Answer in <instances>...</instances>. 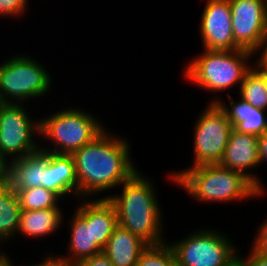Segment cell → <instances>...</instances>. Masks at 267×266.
I'll use <instances>...</instances> for the list:
<instances>
[{
  "label": "cell",
  "mask_w": 267,
  "mask_h": 266,
  "mask_svg": "<svg viewBox=\"0 0 267 266\" xmlns=\"http://www.w3.org/2000/svg\"><path fill=\"white\" fill-rule=\"evenodd\" d=\"M26 54L17 53L1 61L0 103H34L33 100L51 93L54 82L49 69L42 61Z\"/></svg>",
  "instance_id": "obj_6"
},
{
  "label": "cell",
  "mask_w": 267,
  "mask_h": 266,
  "mask_svg": "<svg viewBox=\"0 0 267 266\" xmlns=\"http://www.w3.org/2000/svg\"><path fill=\"white\" fill-rule=\"evenodd\" d=\"M266 79L267 82V66L266 67H255Z\"/></svg>",
  "instance_id": "obj_34"
},
{
  "label": "cell",
  "mask_w": 267,
  "mask_h": 266,
  "mask_svg": "<svg viewBox=\"0 0 267 266\" xmlns=\"http://www.w3.org/2000/svg\"><path fill=\"white\" fill-rule=\"evenodd\" d=\"M64 209L50 208L41 210H23L20 214L16 238L22 234L27 238L45 239L58 232L65 223ZM19 235V236H18Z\"/></svg>",
  "instance_id": "obj_17"
},
{
  "label": "cell",
  "mask_w": 267,
  "mask_h": 266,
  "mask_svg": "<svg viewBox=\"0 0 267 266\" xmlns=\"http://www.w3.org/2000/svg\"><path fill=\"white\" fill-rule=\"evenodd\" d=\"M14 191L17 192L21 211L64 208L62 202L66 203L57 193L43 186Z\"/></svg>",
  "instance_id": "obj_21"
},
{
  "label": "cell",
  "mask_w": 267,
  "mask_h": 266,
  "mask_svg": "<svg viewBox=\"0 0 267 266\" xmlns=\"http://www.w3.org/2000/svg\"><path fill=\"white\" fill-rule=\"evenodd\" d=\"M26 105L0 103V157L6 163L40 149V119Z\"/></svg>",
  "instance_id": "obj_8"
},
{
  "label": "cell",
  "mask_w": 267,
  "mask_h": 266,
  "mask_svg": "<svg viewBox=\"0 0 267 266\" xmlns=\"http://www.w3.org/2000/svg\"><path fill=\"white\" fill-rule=\"evenodd\" d=\"M204 5L198 24L203 49H240L234 40L229 0H206Z\"/></svg>",
  "instance_id": "obj_11"
},
{
  "label": "cell",
  "mask_w": 267,
  "mask_h": 266,
  "mask_svg": "<svg viewBox=\"0 0 267 266\" xmlns=\"http://www.w3.org/2000/svg\"><path fill=\"white\" fill-rule=\"evenodd\" d=\"M48 162V152L38 151L13 159L7 163L6 182L13 190L44 187V169Z\"/></svg>",
  "instance_id": "obj_15"
},
{
  "label": "cell",
  "mask_w": 267,
  "mask_h": 266,
  "mask_svg": "<svg viewBox=\"0 0 267 266\" xmlns=\"http://www.w3.org/2000/svg\"><path fill=\"white\" fill-rule=\"evenodd\" d=\"M59 266H76V265H67V264L61 263Z\"/></svg>",
  "instance_id": "obj_35"
},
{
  "label": "cell",
  "mask_w": 267,
  "mask_h": 266,
  "mask_svg": "<svg viewBox=\"0 0 267 266\" xmlns=\"http://www.w3.org/2000/svg\"><path fill=\"white\" fill-rule=\"evenodd\" d=\"M197 56H193L185 64L184 80L188 84L204 89L210 95L222 94L225 91L240 85L245 75L254 66L252 58L255 54L244 50L219 51L203 49ZM252 61V62H251ZM222 91V92H221Z\"/></svg>",
  "instance_id": "obj_4"
},
{
  "label": "cell",
  "mask_w": 267,
  "mask_h": 266,
  "mask_svg": "<svg viewBox=\"0 0 267 266\" xmlns=\"http://www.w3.org/2000/svg\"><path fill=\"white\" fill-rule=\"evenodd\" d=\"M76 266H114L108 257L102 252L80 261Z\"/></svg>",
  "instance_id": "obj_28"
},
{
  "label": "cell",
  "mask_w": 267,
  "mask_h": 266,
  "mask_svg": "<svg viewBox=\"0 0 267 266\" xmlns=\"http://www.w3.org/2000/svg\"><path fill=\"white\" fill-rule=\"evenodd\" d=\"M0 266H10V254L7 251H0Z\"/></svg>",
  "instance_id": "obj_31"
},
{
  "label": "cell",
  "mask_w": 267,
  "mask_h": 266,
  "mask_svg": "<svg viewBox=\"0 0 267 266\" xmlns=\"http://www.w3.org/2000/svg\"><path fill=\"white\" fill-rule=\"evenodd\" d=\"M254 54H256L255 56H257V58L254 59L255 60L254 67H266L267 66V31H266L265 36L262 39L259 49Z\"/></svg>",
  "instance_id": "obj_29"
},
{
  "label": "cell",
  "mask_w": 267,
  "mask_h": 266,
  "mask_svg": "<svg viewBox=\"0 0 267 266\" xmlns=\"http://www.w3.org/2000/svg\"><path fill=\"white\" fill-rule=\"evenodd\" d=\"M205 107L197 114L193 125V163L186 168L219 164L233 130L226 112L218 103H208Z\"/></svg>",
  "instance_id": "obj_9"
},
{
  "label": "cell",
  "mask_w": 267,
  "mask_h": 266,
  "mask_svg": "<svg viewBox=\"0 0 267 266\" xmlns=\"http://www.w3.org/2000/svg\"><path fill=\"white\" fill-rule=\"evenodd\" d=\"M21 208L17 192L7 182L0 183V250L3 244L16 238L19 227ZM13 239V240H12ZM10 241V242H9ZM5 242V243H4ZM2 245V246H1Z\"/></svg>",
  "instance_id": "obj_20"
},
{
  "label": "cell",
  "mask_w": 267,
  "mask_h": 266,
  "mask_svg": "<svg viewBox=\"0 0 267 266\" xmlns=\"http://www.w3.org/2000/svg\"><path fill=\"white\" fill-rule=\"evenodd\" d=\"M87 223H92L93 240L104 249L118 226L115 208L107 198L87 199Z\"/></svg>",
  "instance_id": "obj_19"
},
{
  "label": "cell",
  "mask_w": 267,
  "mask_h": 266,
  "mask_svg": "<svg viewBox=\"0 0 267 266\" xmlns=\"http://www.w3.org/2000/svg\"><path fill=\"white\" fill-rule=\"evenodd\" d=\"M240 250L238 255L246 262L247 266H267V254L257 252L250 247L246 257V255H243L244 253L241 255Z\"/></svg>",
  "instance_id": "obj_26"
},
{
  "label": "cell",
  "mask_w": 267,
  "mask_h": 266,
  "mask_svg": "<svg viewBox=\"0 0 267 266\" xmlns=\"http://www.w3.org/2000/svg\"><path fill=\"white\" fill-rule=\"evenodd\" d=\"M235 44L255 53L267 31L266 0H229Z\"/></svg>",
  "instance_id": "obj_10"
},
{
  "label": "cell",
  "mask_w": 267,
  "mask_h": 266,
  "mask_svg": "<svg viewBox=\"0 0 267 266\" xmlns=\"http://www.w3.org/2000/svg\"><path fill=\"white\" fill-rule=\"evenodd\" d=\"M219 164L232 171L242 173L260 192L267 191L262 181L263 177L261 179L256 173H253L260 167L258 136L240 133L233 129Z\"/></svg>",
  "instance_id": "obj_12"
},
{
  "label": "cell",
  "mask_w": 267,
  "mask_h": 266,
  "mask_svg": "<svg viewBox=\"0 0 267 266\" xmlns=\"http://www.w3.org/2000/svg\"><path fill=\"white\" fill-rule=\"evenodd\" d=\"M128 139L106 128L92 142L71 154L78 181V199H106L107 192L111 195L112 190L140 169L133 162L131 139Z\"/></svg>",
  "instance_id": "obj_1"
},
{
  "label": "cell",
  "mask_w": 267,
  "mask_h": 266,
  "mask_svg": "<svg viewBox=\"0 0 267 266\" xmlns=\"http://www.w3.org/2000/svg\"><path fill=\"white\" fill-rule=\"evenodd\" d=\"M74 213L69 221V242L66 254L58 255L60 261L67 265H77L80 261L103 252L93 240L92 223H87V199H78Z\"/></svg>",
  "instance_id": "obj_13"
},
{
  "label": "cell",
  "mask_w": 267,
  "mask_h": 266,
  "mask_svg": "<svg viewBox=\"0 0 267 266\" xmlns=\"http://www.w3.org/2000/svg\"><path fill=\"white\" fill-rule=\"evenodd\" d=\"M44 188L54 191L64 201L69 196L70 200H78V181L71 155L48 152V162L44 169Z\"/></svg>",
  "instance_id": "obj_16"
},
{
  "label": "cell",
  "mask_w": 267,
  "mask_h": 266,
  "mask_svg": "<svg viewBox=\"0 0 267 266\" xmlns=\"http://www.w3.org/2000/svg\"><path fill=\"white\" fill-rule=\"evenodd\" d=\"M79 107L73 105L59 108L56 112L53 110V113L49 112L47 116L42 115L39 118L41 150L71 155L92 142L106 129L104 120L100 121L96 114H91L92 111H86L83 106Z\"/></svg>",
  "instance_id": "obj_5"
},
{
  "label": "cell",
  "mask_w": 267,
  "mask_h": 266,
  "mask_svg": "<svg viewBox=\"0 0 267 266\" xmlns=\"http://www.w3.org/2000/svg\"><path fill=\"white\" fill-rule=\"evenodd\" d=\"M30 0H0V17L20 19L28 12ZM4 16V17H3Z\"/></svg>",
  "instance_id": "obj_24"
},
{
  "label": "cell",
  "mask_w": 267,
  "mask_h": 266,
  "mask_svg": "<svg viewBox=\"0 0 267 266\" xmlns=\"http://www.w3.org/2000/svg\"><path fill=\"white\" fill-rule=\"evenodd\" d=\"M237 93L253 107L267 111V82L254 66L245 75Z\"/></svg>",
  "instance_id": "obj_22"
},
{
  "label": "cell",
  "mask_w": 267,
  "mask_h": 266,
  "mask_svg": "<svg viewBox=\"0 0 267 266\" xmlns=\"http://www.w3.org/2000/svg\"><path fill=\"white\" fill-rule=\"evenodd\" d=\"M260 166L267 164V131L258 137ZM265 163V164H264Z\"/></svg>",
  "instance_id": "obj_30"
},
{
  "label": "cell",
  "mask_w": 267,
  "mask_h": 266,
  "mask_svg": "<svg viewBox=\"0 0 267 266\" xmlns=\"http://www.w3.org/2000/svg\"><path fill=\"white\" fill-rule=\"evenodd\" d=\"M226 95L227 100H229L228 104L227 100L219 95L213 96L207 103H218L226 112L234 130L258 137L267 131V111L253 107L240 97L239 100L234 101L229 91Z\"/></svg>",
  "instance_id": "obj_14"
},
{
  "label": "cell",
  "mask_w": 267,
  "mask_h": 266,
  "mask_svg": "<svg viewBox=\"0 0 267 266\" xmlns=\"http://www.w3.org/2000/svg\"><path fill=\"white\" fill-rule=\"evenodd\" d=\"M169 181L182 188L192 200L207 203L243 202L261 199L267 192H260L242 173L222 167L220 164L200 165L194 168L172 170ZM258 197V198H257Z\"/></svg>",
  "instance_id": "obj_3"
},
{
  "label": "cell",
  "mask_w": 267,
  "mask_h": 266,
  "mask_svg": "<svg viewBox=\"0 0 267 266\" xmlns=\"http://www.w3.org/2000/svg\"><path fill=\"white\" fill-rule=\"evenodd\" d=\"M197 228L183 238L167 241L178 266H226L238 256L240 248L229 233L208 225Z\"/></svg>",
  "instance_id": "obj_7"
},
{
  "label": "cell",
  "mask_w": 267,
  "mask_h": 266,
  "mask_svg": "<svg viewBox=\"0 0 267 266\" xmlns=\"http://www.w3.org/2000/svg\"><path fill=\"white\" fill-rule=\"evenodd\" d=\"M7 163L0 157V183L6 181Z\"/></svg>",
  "instance_id": "obj_32"
},
{
  "label": "cell",
  "mask_w": 267,
  "mask_h": 266,
  "mask_svg": "<svg viewBox=\"0 0 267 266\" xmlns=\"http://www.w3.org/2000/svg\"><path fill=\"white\" fill-rule=\"evenodd\" d=\"M143 173L138 169L117 188L120 193L108 194L107 199L115 208L119 226L139 236L148 245H158L168 240L165 239L163 207L159 204V192L153 177Z\"/></svg>",
  "instance_id": "obj_2"
},
{
  "label": "cell",
  "mask_w": 267,
  "mask_h": 266,
  "mask_svg": "<svg viewBox=\"0 0 267 266\" xmlns=\"http://www.w3.org/2000/svg\"><path fill=\"white\" fill-rule=\"evenodd\" d=\"M47 255L45 256H42L44 257L42 261H40L39 263L38 262H34L33 264H23L20 265V264H15L10 256V266H59L62 262L60 261L58 255L55 253V252H50L49 254V251L45 252ZM55 253V254H53Z\"/></svg>",
  "instance_id": "obj_27"
},
{
  "label": "cell",
  "mask_w": 267,
  "mask_h": 266,
  "mask_svg": "<svg viewBox=\"0 0 267 266\" xmlns=\"http://www.w3.org/2000/svg\"><path fill=\"white\" fill-rule=\"evenodd\" d=\"M226 266H247L246 262L238 255Z\"/></svg>",
  "instance_id": "obj_33"
},
{
  "label": "cell",
  "mask_w": 267,
  "mask_h": 266,
  "mask_svg": "<svg viewBox=\"0 0 267 266\" xmlns=\"http://www.w3.org/2000/svg\"><path fill=\"white\" fill-rule=\"evenodd\" d=\"M136 266H178L171 246L167 243L148 245L139 255Z\"/></svg>",
  "instance_id": "obj_23"
},
{
  "label": "cell",
  "mask_w": 267,
  "mask_h": 266,
  "mask_svg": "<svg viewBox=\"0 0 267 266\" xmlns=\"http://www.w3.org/2000/svg\"><path fill=\"white\" fill-rule=\"evenodd\" d=\"M267 217V216H266ZM257 231L252 238L251 248L257 252L267 254V218L257 225Z\"/></svg>",
  "instance_id": "obj_25"
},
{
  "label": "cell",
  "mask_w": 267,
  "mask_h": 266,
  "mask_svg": "<svg viewBox=\"0 0 267 266\" xmlns=\"http://www.w3.org/2000/svg\"><path fill=\"white\" fill-rule=\"evenodd\" d=\"M148 246L139 236L117 226L103 253L114 266H136L140 253Z\"/></svg>",
  "instance_id": "obj_18"
}]
</instances>
